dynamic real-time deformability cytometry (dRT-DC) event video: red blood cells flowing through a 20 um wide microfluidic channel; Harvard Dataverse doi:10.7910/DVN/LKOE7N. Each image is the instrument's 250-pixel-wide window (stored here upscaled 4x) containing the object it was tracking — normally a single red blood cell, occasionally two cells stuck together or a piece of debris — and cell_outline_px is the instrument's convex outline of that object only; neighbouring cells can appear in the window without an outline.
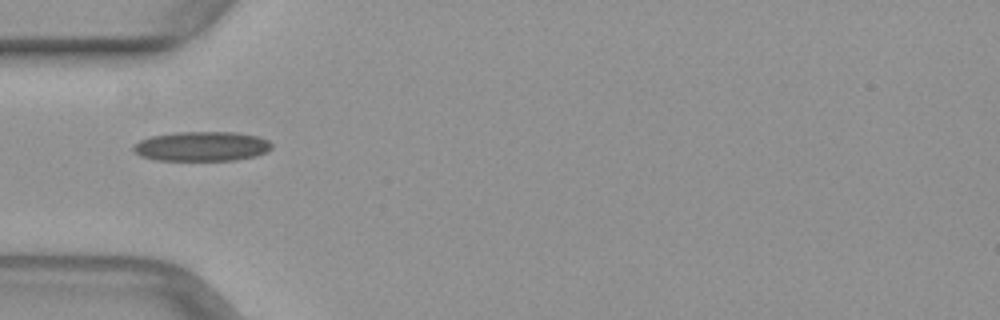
{"species": "common noctule bat (a hibernating species)", "species_latin": "Nyctalus noctula", "temperature_condition": "warm", "stored_images_in_passage": 29, "camera_frame_rate_fps": 3000, "um_per_image_px": 0.085, "animal": {"sex": "female", "body_mass_g": 29.2, "forearm_length_mm": 56.3}, "frame": {"image": 1, "passage_image": 1, "time_ms": 0.0, "image_size_px": [1000, 320], "cell_outline_px": [[272, 148], [256, 156], [236, 160], [156, 160], [140, 156], [132, 148], [132, 144], [140, 140], [152, 136], [176, 132], [236, 132], [260, 136], [268, 140], [272, 144]], "centroid_in_image_um": [17.15, 12.43], "position_along_channel_um": 67.8, "area_um2": 23.99}}
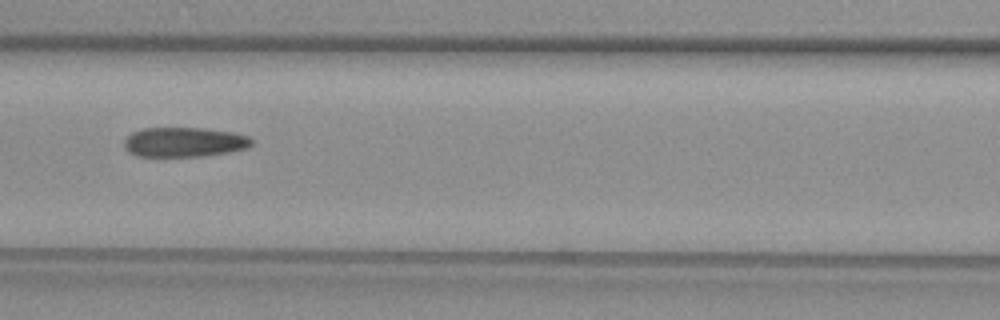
{"frame": {"image": 2, "passage_image": 7, "time_ms": 2.0, "image_size_px": [1000, 320], "cell_outline_px": [[252, 144], [244, 148], [204, 156], [136, 156], [128, 152], [124, 148], [124, 140], [132, 132], [144, 128], [200, 128], [232, 132], [248, 136], [252, 140]], "centroid_in_image_um": [15.59, 12.07], "position_along_channel_um": 151.0, "area_um2": 21.79}}
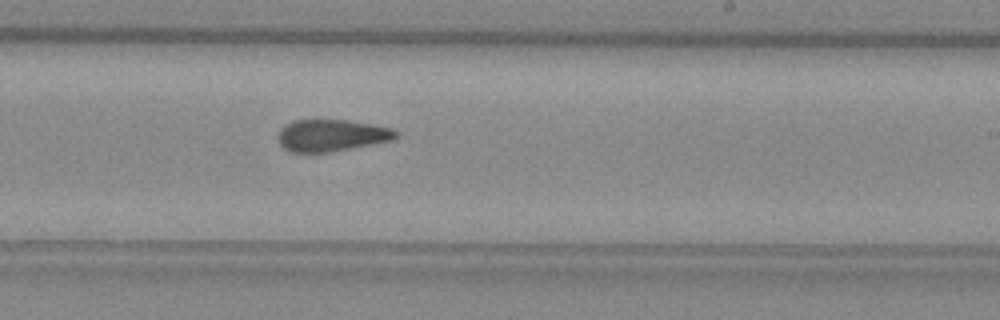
{"frame": {"image": 3, "passage_image": 15, "time_ms": 4.667, "image_size_px": [1000, 320], "cell_outline_px": [[400, 136], [392, 140], [372, 144], [328, 152], [292, 152], [284, 148], [280, 144], [276, 136], [292, 120], [344, 120], [372, 124], [392, 128], [400, 132]], "centroid_in_image_um": [28.22, 11.51], "position_along_channel_um": 260.8, "area_um2": 21.73}}